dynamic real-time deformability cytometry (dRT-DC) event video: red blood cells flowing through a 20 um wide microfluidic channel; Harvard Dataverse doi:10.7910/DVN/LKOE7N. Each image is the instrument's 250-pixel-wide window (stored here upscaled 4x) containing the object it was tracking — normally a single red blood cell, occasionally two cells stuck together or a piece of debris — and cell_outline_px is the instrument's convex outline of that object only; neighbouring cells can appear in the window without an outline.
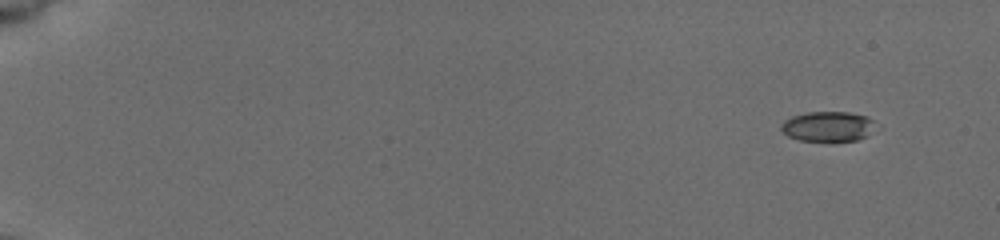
{"species": "common noctule bat (a hibernating species)", "species_latin": "Nyctalus noctula", "temperature_condition": "cold", "stored_images_in_passage": 52, "camera_frame_rate_fps": 3000, "um_per_image_px": 0.085, "animal": {"sex": "female", "body_mass_g": 19.5, "forearm_length_mm": 54.1}, "frame": {"image": 1, "passage_image": 1, "time_ms": 0.0, "image_size_px": [1000, 240], "cell_outline_px": [[880, 128], [868, 136], [856, 140], [832, 144], [800, 140], [788, 136], [780, 128], [780, 124], [784, 120], [792, 116], [808, 112], [848, 112], [868, 116]], "centroid_in_image_um": [70.45, 10.79], "position_along_channel_um": 14.6, "area_um2": 17.51}}
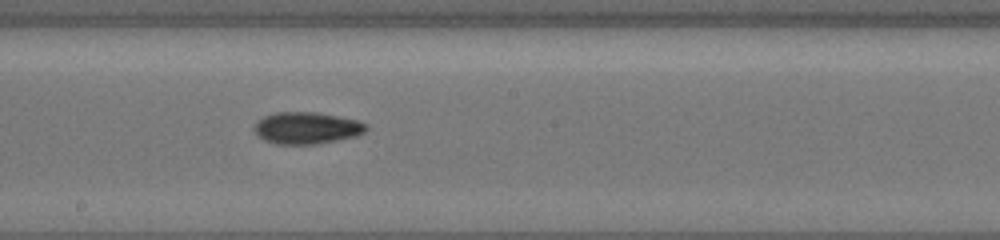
{"frame": {"image": 2, "passage_image": 30, "time_ms": 9.667, "image_size_px": [1000, 240], "cell_outline_px": [[368, 128], [364, 132], [356, 136], [316, 144], [276, 144], [264, 140], [256, 132], [256, 124], [264, 116], [276, 112], [316, 112], [356, 120], [368, 124]], "centroid_in_image_um": [26.1, 10.88], "position_along_channel_um": 222.1, "area_um2": 20.46}}
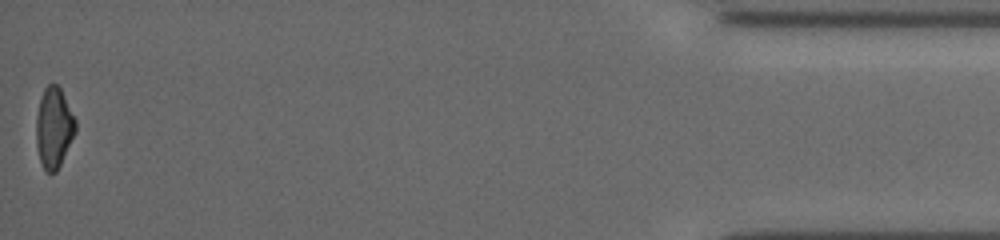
{"frame": {"image": 3, "passage_image": 52, "time_ms": 17.0, "image_size_px": [1000, 240], "cell_outline_px": [[76, 132], [56, 172], [48, 172], [44, 168], [40, 160], [36, 144], [36, 116], [40, 100], [44, 88], [48, 84], [56, 84], [60, 88], [76, 120]], "centroid_in_image_um": [4.58, 10.84], "position_along_channel_um": 430.6, "area_um2": 18.26}, "authors_computed_cell_mechanics": {"area_um2": 18.6116, "velocity_mm_per_s": 3.8929, "shape_relaxation_time_tau1_ms": 3.2587, "shape_relaxation_time_tau2_ms": 4.0613, "deformation_change_tau1": 0.1142, "deformation_change_tau2": 0.0962}}